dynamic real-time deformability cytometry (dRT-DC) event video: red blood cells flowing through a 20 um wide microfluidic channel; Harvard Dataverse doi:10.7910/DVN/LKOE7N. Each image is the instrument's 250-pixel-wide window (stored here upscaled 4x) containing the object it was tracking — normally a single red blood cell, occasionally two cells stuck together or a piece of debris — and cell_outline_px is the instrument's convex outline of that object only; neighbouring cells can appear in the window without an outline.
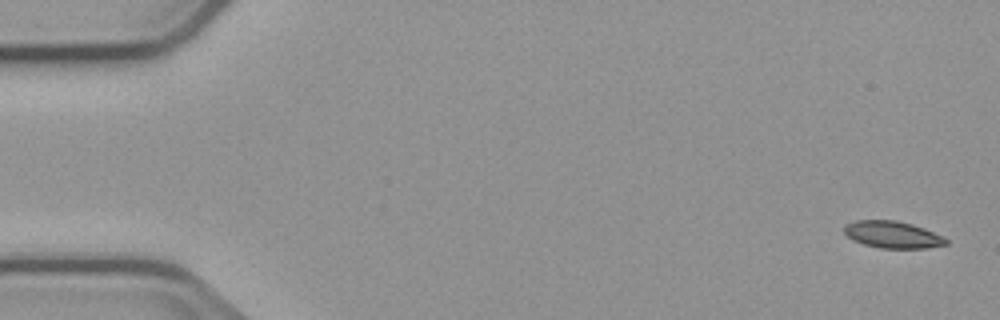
{"species": "common noctule bat (a hibernating species)", "species_latin": "Nyctalus noctula", "temperature_condition": "cold", "stored_images_in_passage": 5, "camera_frame_rate_fps": 3000, "um_per_image_px": 0.085, "animal": {"sex": "male", "body_mass_g": 23.1, "forearm_length_mm": 52.7}, "frame": {"image": 1, "passage_image": 1, "time_ms": 0.0, "image_size_px": [1000, 320], "cell_outline_px": [[948, 244], [928, 248], [880, 248], [864, 244], [852, 240], [844, 232], [844, 224], [856, 220], [896, 220], [912, 224], [924, 228], [944, 236], [948, 240]], "centroid_in_image_um": [75.88, 19.94], "position_along_channel_um": 9.1, "area_um2": 16.13}}
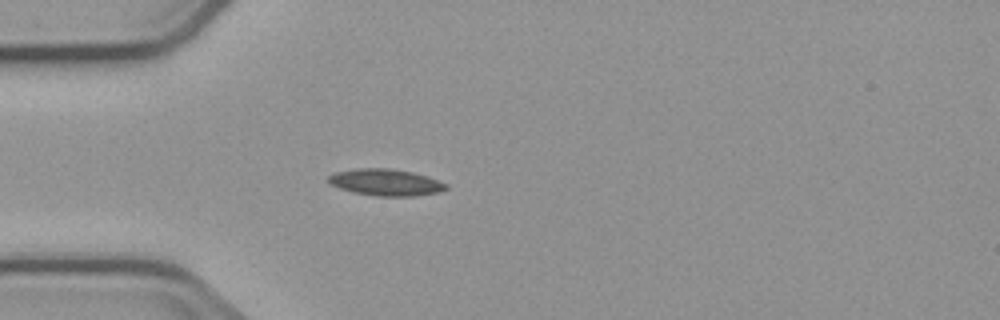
{"frame": {"image": 2, "passage_image": 5, "time_ms": 4.667, "image_size_px": [1000, 320], "cell_outline_px": [[448, 188], [440, 192], [416, 196], [376, 196], [352, 192], [328, 184], [328, 176], [336, 172], [356, 168], [388, 168], [412, 172], [448, 184]], "centroid_in_image_um": [32.76, 15.51], "position_along_channel_um": 52.2, "area_um2": 18.26}}